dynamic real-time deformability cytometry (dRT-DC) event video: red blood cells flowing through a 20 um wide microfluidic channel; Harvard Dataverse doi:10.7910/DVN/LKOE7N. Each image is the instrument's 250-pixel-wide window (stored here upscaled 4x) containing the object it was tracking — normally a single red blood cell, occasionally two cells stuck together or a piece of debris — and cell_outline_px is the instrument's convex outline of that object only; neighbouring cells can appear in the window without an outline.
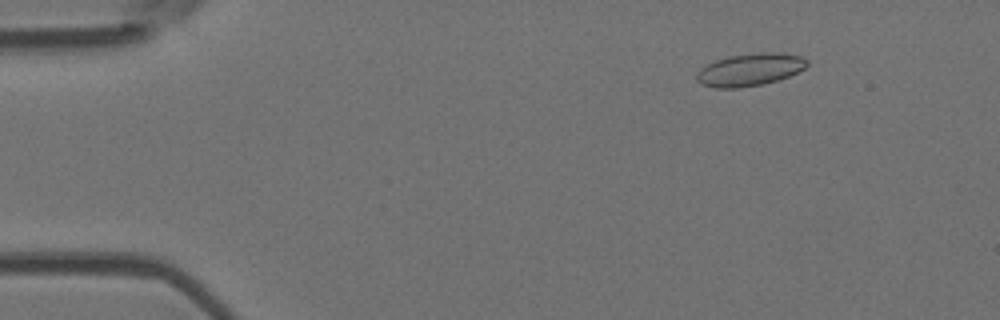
{"species": "Egyptian fruit bat (a non-hibernating species)", "species_latin": "Rousettus aegyptiacus", "temperature_condition": "room temperature", "stored_images_in_passage": 54, "camera_frame_rate_fps": 3000, "um_per_image_px": 0.085, "animal": {"sex": "female"}, "frame": {"image": 1, "passage_image": 7, "time_ms": 2.0, "image_size_px": [1000, 320], "cell_outline_px": [[808, 64], [804, 68], [788, 76], [764, 84], [736, 88], [716, 88], [700, 84], [696, 80], [696, 72], [700, 68], [716, 60], [728, 56], [760, 52], [780, 52], [800, 56], [808, 60]], "centroid_in_image_um": [63.71, 5.92], "position_along_channel_um": 21.3, "area_um2": 20.92}}
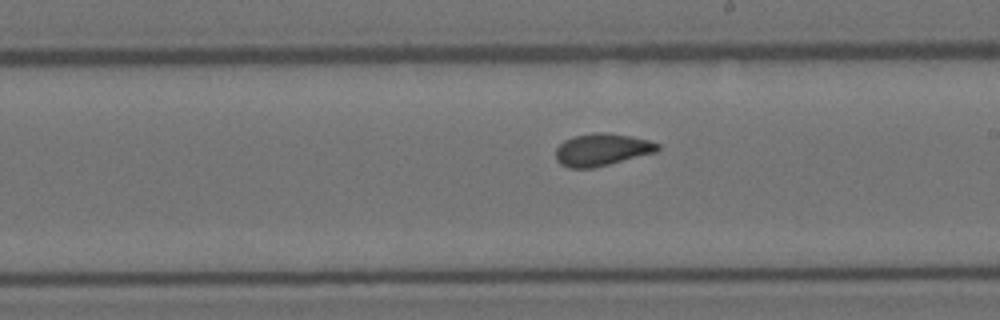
{"frame": {"image": 2, "passage_image": 31, "time_ms": 10.0, "image_size_px": [1000, 320], "cell_outline_px": [[660, 148], [656, 152], [592, 168], [568, 168], [560, 164], [556, 160], [556, 148], [564, 140], [572, 136], [592, 132], [608, 132], [632, 136], [648, 140], [660, 144]], "centroid_in_image_um": [51.14, 12.7], "position_along_channel_um": 237.9, "area_um2": 19.31}}
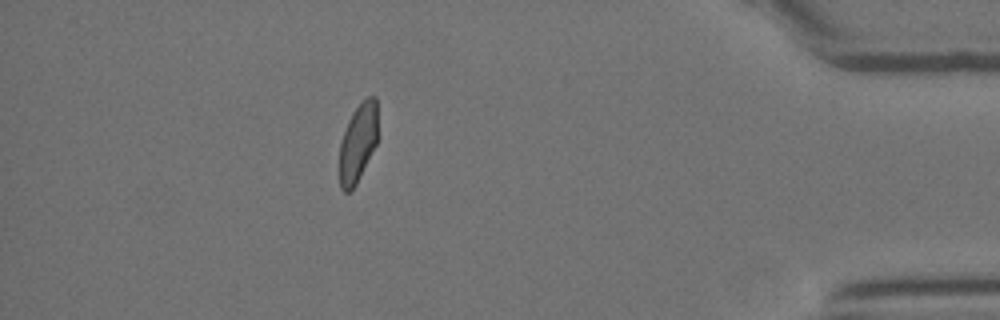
{"frame": {"image": 3, "passage_image": 48, "time_ms": 15.667, "image_size_px": [1000, 320], "cell_outline_px": [[376, 144], [356, 184], [348, 192], [344, 192], [340, 188], [340, 144], [348, 120], [352, 112], [368, 96], [376, 96]], "centroid_in_image_um": [30.41, 12.15], "position_along_channel_um": 404.8, "area_um2": 17.05}, "authors_computed_cell_mechanics": {"area_um2": 19.3052, "velocity_mm_per_s": 3.7663, "shape_relaxation_time_tau1_ms": 8.8113, "shape_relaxation_time_tau2_ms": 0.9525, "deformation_change_tau1": 0.1681, "deformation_change_tau2": 0.078}}